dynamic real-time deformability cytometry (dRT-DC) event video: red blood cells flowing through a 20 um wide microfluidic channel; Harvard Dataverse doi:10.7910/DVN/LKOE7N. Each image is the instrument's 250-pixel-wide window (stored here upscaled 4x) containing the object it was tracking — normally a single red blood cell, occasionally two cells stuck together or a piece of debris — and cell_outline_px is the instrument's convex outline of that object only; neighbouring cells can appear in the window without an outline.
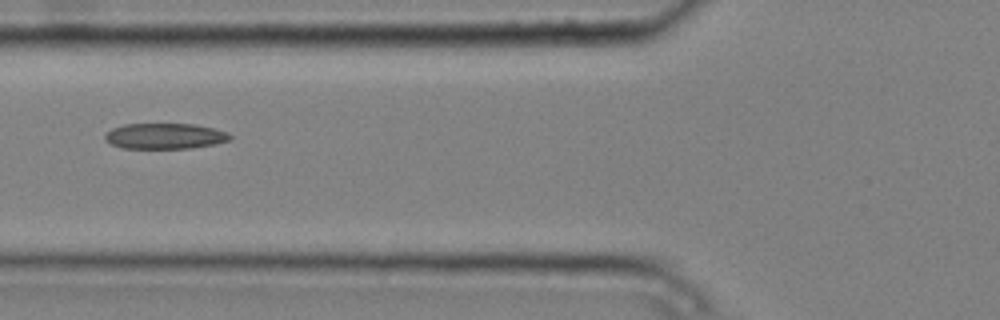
{"species": "common noctule bat (a hibernating species)", "species_latin": "Nyctalus noctula", "temperature_condition": "cold", "stored_images_in_passage": 5, "camera_frame_rate_fps": 3000, "um_per_image_px": 0.085, "animal": {"sex": "male", "body_mass_g": 20.4}, "frame": {"image": 1, "passage_image": 5, "time_ms": 1.333, "image_size_px": [1000, 320], "cell_outline_px": [[232, 136], [228, 140], [216, 144], [192, 148], [120, 148], [104, 140], [104, 136], [112, 128], [124, 124], [192, 124], [212, 128], [228, 132]], "centroid_in_image_um": [14.0, 11.57], "position_along_channel_um": 111.8, "area_um2": 18.67}}